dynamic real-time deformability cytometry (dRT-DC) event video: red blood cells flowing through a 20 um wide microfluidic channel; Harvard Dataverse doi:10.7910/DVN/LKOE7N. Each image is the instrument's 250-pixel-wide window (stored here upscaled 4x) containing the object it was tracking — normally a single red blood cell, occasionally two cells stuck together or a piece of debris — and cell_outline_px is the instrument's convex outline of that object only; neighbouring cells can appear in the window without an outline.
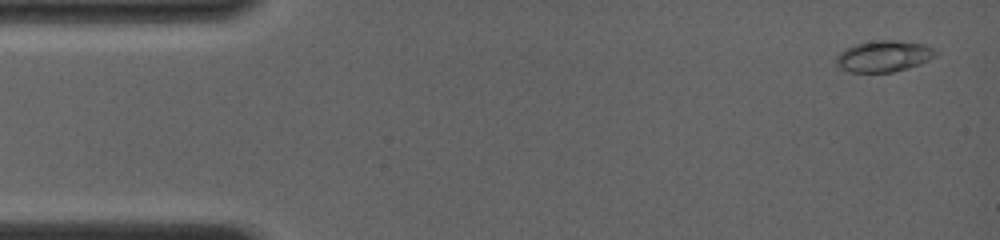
{"species": "common noctule bat (a hibernating species)", "species_latin": "Nyctalus noctula", "temperature_condition": "room temperature", "stored_images_in_passage": 12, "camera_frame_rate_fps": 4000, "um_per_image_px": 0.085, "animal": {"sex": "female", "body_mass_g": 19.0, "forearm_length_mm": 56.7}, "frame": {"image": 1, "passage_image": 1, "time_ms": 0.0, "image_size_px": [1000, 240], "cell_outline_px": [[936, 52], [928, 60], [920, 64], [892, 72], [848, 72], [840, 68], [836, 64], [836, 56], [840, 52], [856, 44], [880, 40], [892, 40], [924, 44], [932, 48]], "centroid_in_image_um": [75.07, 4.79], "position_along_channel_um": 9.9, "area_um2": 17.74}}
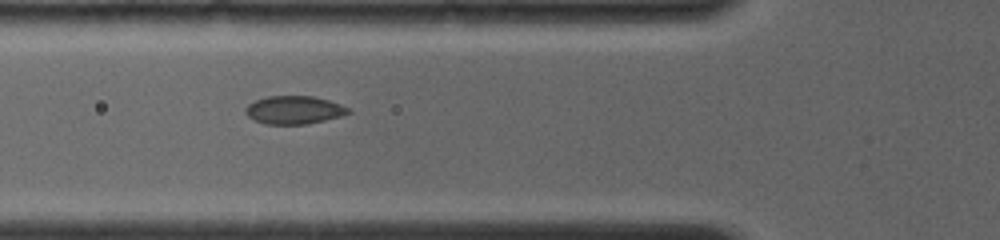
{"frame": {"image": 2, "passage_image": 10, "time_ms": 5.0, "image_size_px": [1000, 240], "cell_outline_px": [[352, 112], [340, 116], [308, 124], [264, 124], [248, 116], [244, 112], [244, 108], [248, 104], [256, 100], [268, 96], [312, 96], [328, 100], [340, 104], [348, 108]], "centroid_in_image_um": [24.97, 9.35], "position_along_channel_um": 100.8, "area_um2": 16.76}}
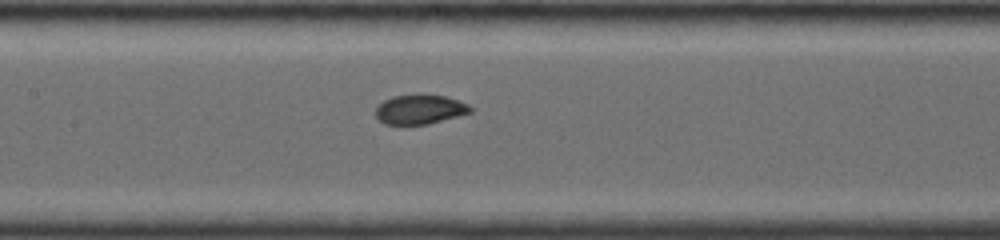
{"frame": {"image": 3, "passage_image": 12, "time_ms": 6.75, "image_size_px": [1000, 240], "cell_outline_px": [[472, 112], [428, 124], [384, 124], [376, 116], [376, 108], [384, 100], [392, 96], [444, 96], [468, 104], [472, 108]], "centroid_in_image_um": [35.68, 9.32], "position_along_channel_um": 171.7, "area_um2": 15.72}}